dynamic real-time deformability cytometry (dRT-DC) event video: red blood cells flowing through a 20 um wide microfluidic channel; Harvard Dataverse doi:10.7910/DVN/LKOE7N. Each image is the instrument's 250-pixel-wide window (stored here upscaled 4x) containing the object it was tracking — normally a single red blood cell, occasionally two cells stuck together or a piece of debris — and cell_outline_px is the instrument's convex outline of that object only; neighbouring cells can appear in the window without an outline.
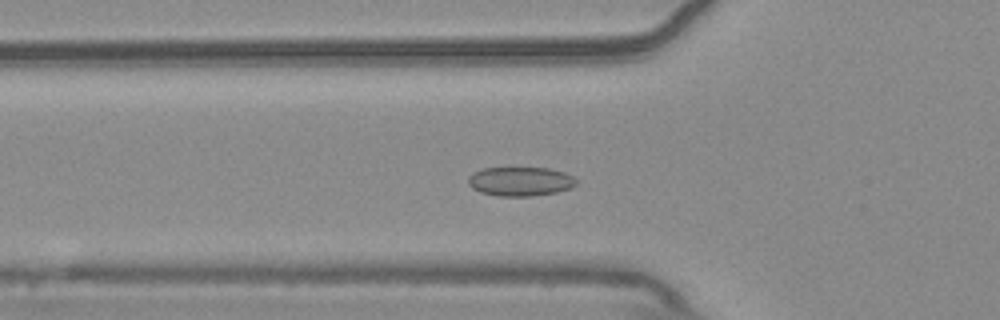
{"species": "common noctule bat (a hibernating species)", "species_latin": "Nyctalus noctula", "temperature_condition": "warm", "stored_images_in_passage": 37, "camera_frame_rate_fps": 3000, "um_per_image_px": 0.085, "animal": {"sex": "male", "body_mass_g": 20.4}, "frame": {"image": 1, "passage_image": 10, "time_ms": 3.0, "image_size_px": [1000, 320], "cell_outline_px": [[580, 180], [572, 188], [556, 192], [532, 196], [496, 196], [480, 192], [472, 188], [468, 184], [468, 176], [472, 172], [484, 168], [508, 164], [548, 168], [564, 172]], "centroid_in_image_um": [44.2, 15.36], "position_along_channel_um": 81.6, "area_um2": 19.48}}
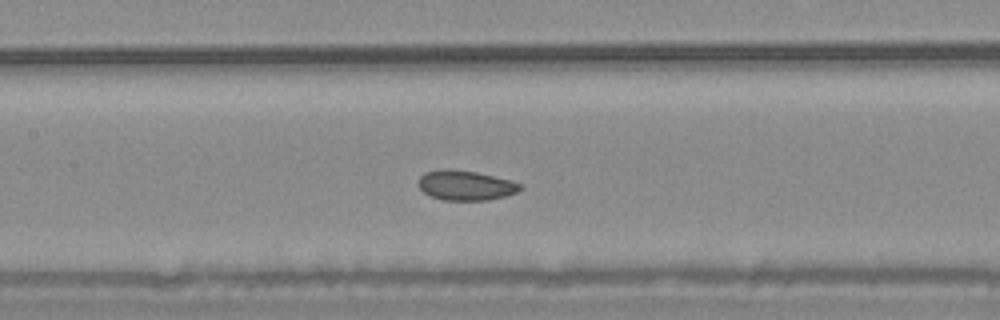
{"frame": {"image": 2, "passage_image": 17, "time_ms": 5.333, "image_size_px": [1000, 320], "cell_outline_px": [[524, 188], [516, 192], [504, 196], [488, 200], [444, 200], [432, 196], [424, 192], [420, 188], [420, 176], [424, 172], [440, 168], [448, 168], [476, 172], [512, 180], [520, 184]], "centroid_in_image_um": [39.59, 15.74], "position_along_channel_um": 167.8, "area_um2": 17.69}}
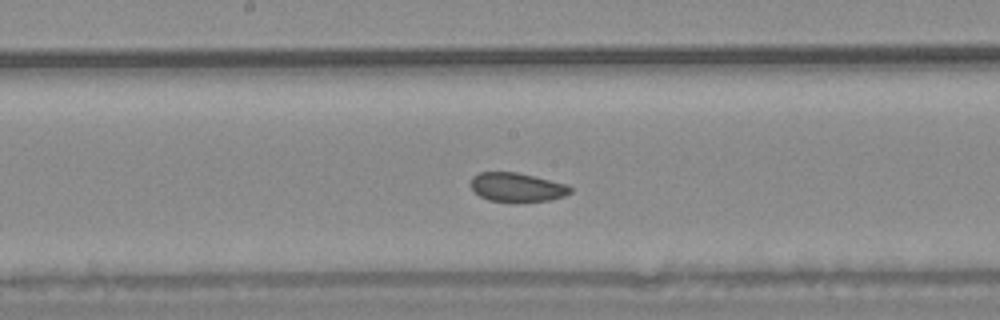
{"frame": {"image": 3, "passage_image": 20, "time_ms": 6.333, "image_size_px": [1000, 320], "cell_outline_px": [[572, 192], [564, 196], [552, 200], [516, 204], [488, 200], [480, 196], [468, 184], [472, 176], [480, 172], [516, 172], [568, 184], [572, 188]], "centroid_in_image_um": [43.95, 15.95], "position_along_channel_um": 204.3, "area_um2": 17.46}, "authors_computed_cell_mechanics": {"area_um2": 17.9758, "velocity_mm_per_s": 3.6678, "shape_relaxation_time_tau1_ms": 3.8806, "shape_relaxation_time_tau2_ms": 5.1703, "deformation_change_tau1": 0.0441, "deformation_change_tau2": 0.0803}}